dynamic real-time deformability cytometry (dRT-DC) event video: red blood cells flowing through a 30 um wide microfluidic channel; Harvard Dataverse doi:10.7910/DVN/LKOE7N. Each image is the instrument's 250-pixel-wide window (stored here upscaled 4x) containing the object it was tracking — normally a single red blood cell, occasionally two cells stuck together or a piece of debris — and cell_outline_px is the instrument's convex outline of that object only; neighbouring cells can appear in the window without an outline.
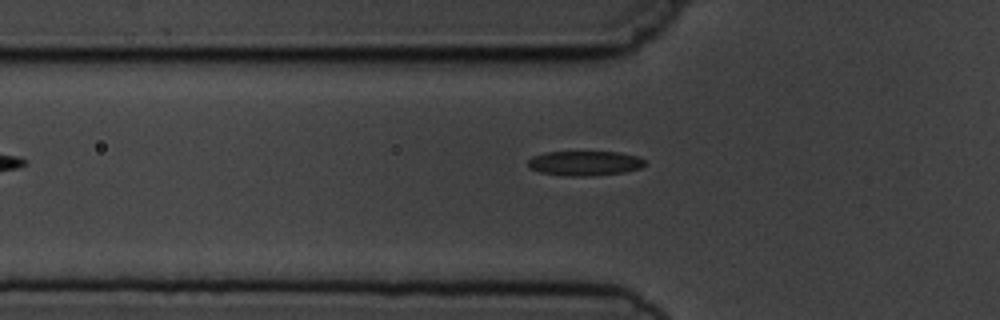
{"species": "common noctule bat (a hibernating species)", "species_latin": "Nyctalus noctula", "temperature_condition": "cold", "stored_images_in_passage": 4, "camera_frame_rate_fps": 3000, "um_per_image_px": 0.085, "animal": {"sex": "male", "body_mass_g": 19.5, "forearm_length_mm": 54.6}, "frame": {"image": 1, "passage_image": 4, "time_ms": 4.333, "image_size_px": [1000, 320], "cell_outline_px": [[648, 164], [640, 168], [624, 172], [588, 176], [568, 176], [540, 172], [528, 168], [528, 160], [532, 156], [544, 152], [620, 152], [636, 156], [644, 160]], "centroid_in_image_um": [49.69, 13.87], "position_along_channel_um": 76.1, "area_um2": 16.88}}